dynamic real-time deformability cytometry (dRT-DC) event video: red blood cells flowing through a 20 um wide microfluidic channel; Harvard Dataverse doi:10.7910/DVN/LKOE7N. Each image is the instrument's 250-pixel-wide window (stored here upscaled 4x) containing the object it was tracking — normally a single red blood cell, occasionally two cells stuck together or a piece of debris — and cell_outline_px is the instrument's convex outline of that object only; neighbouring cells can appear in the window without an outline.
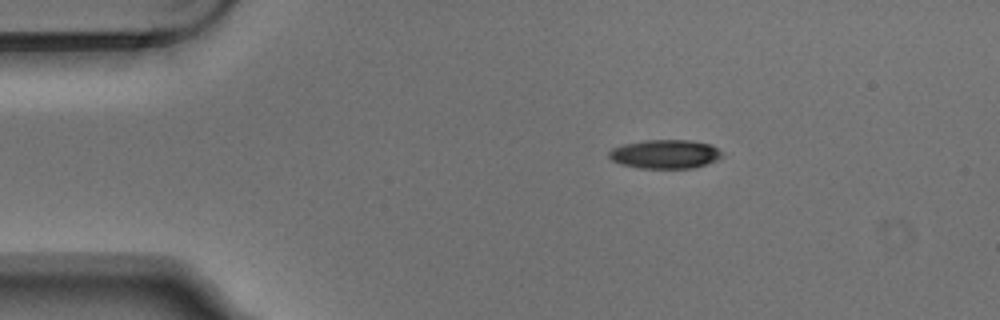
{"species": "Egyptian fruit bat (a non-hibernating species)", "species_latin": "Rousettus aegyptiacus", "temperature_condition": "warm", "stored_images_in_passage": 4, "camera_frame_rate_fps": 3000, "um_per_image_px": 0.085, "animal": {"sex": "male"}, "frame": {"image": 1, "passage_image": 1, "time_ms": 0.0, "image_size_px": [1000, 320], "cell_outline_px": [[724, 156], [716, 160], [692, 168], [640, 168], [620, 164], [612, 160], [608, 156], [608, 152], [612, 148], [624, 144], [644, 140], [688, 140], [712, 144], [724, 152]], "centroid_in_image_um": [56.55, 13.09], "position_along_channel_um": 28.5, "area_um2": 19.13}}
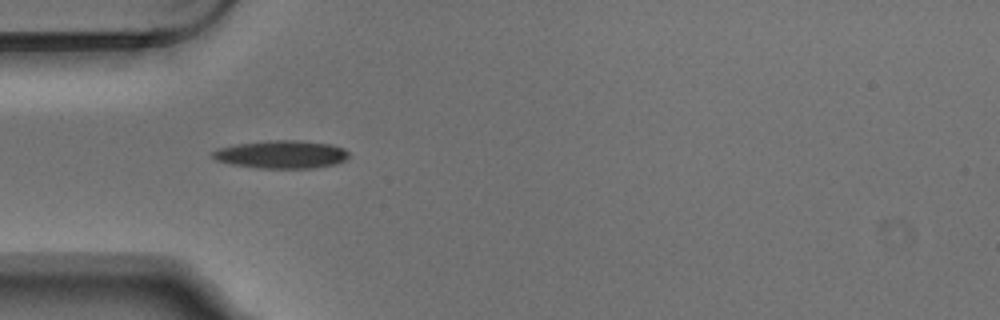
{"frame": {"image": 2, "passage_image": 3, "time_ms": 0.667, "image_size_px": [1000, 320], "cell_outline_px": [[348, 156], [344, 160], [336, 164], [312, 168], [260, 168], [232, 164], [216, 160], [212, 156], [212, 152], [216, 148], [236, 144], [268, 140], [300, 140], [332, 144], [344, 148], [348, 152]], "centroid_in_image_um": [23.92, 13.11], "position_along_channel_um": 61.1, "area_um2": 22.25}}
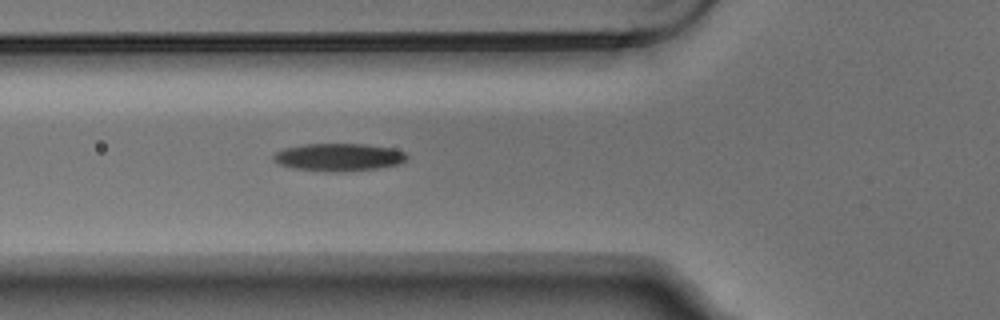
{"frame": {"image": 3, "passage_image": 4, "time_ms": 1.0, "image_size_px": [1000, 320], "cell_outline_px": [[408, 156], [400, 164], [376, 168], [340, 172], [292, 168], [280, 164], [272, 160], [272, 156], [276, 152], [284, 148], [304, 144], [364, 144], [392, 148], [404, 152]], "centroid_in_image_um": [28.77, 13.35], "position_along_channel_um": 97.0, "area_um2": 21.33}}